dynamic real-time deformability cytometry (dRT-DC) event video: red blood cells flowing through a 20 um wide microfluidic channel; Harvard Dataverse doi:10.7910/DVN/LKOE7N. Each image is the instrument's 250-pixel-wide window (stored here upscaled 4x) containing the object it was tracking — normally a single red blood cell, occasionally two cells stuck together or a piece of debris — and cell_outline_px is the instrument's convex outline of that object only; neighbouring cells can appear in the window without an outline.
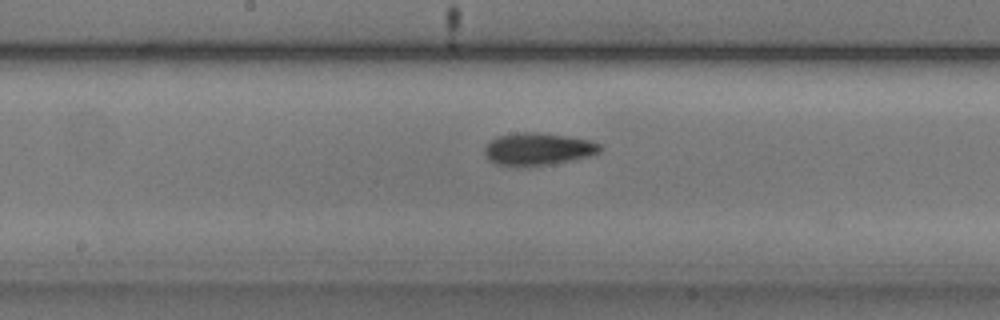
{"species": "common noctule bat (a hibernating species)", "species_latin": "Nyctalus noctula", "temperature_condition": "cold", "stored_images_in_passage": 23, "camera_frame_rate_fps": 3000, "um_per_image_px": 0.085, "animal": {"sex": "male", "body_mass_g": 20.5, "forearm_length_mm": 52.5}, "frame": {"image": 1, "passage_image": 16, "time_ms": 5.0, "image_size_px": [1000, 320], "cell_outline_px": [[604, 148], [600, 152], [588, 156], [572, 160], [552, 164], [496, 164], [488, 160], [484, 156], [484, 148], [496, 136], [520, 132], [536, 132], [568, 136], [592, 140], [600, 144]], "centroid_in_image_um": [45.77, 12.64], "position_along_channel_um": 202.4, "area_um2": 21.5}}